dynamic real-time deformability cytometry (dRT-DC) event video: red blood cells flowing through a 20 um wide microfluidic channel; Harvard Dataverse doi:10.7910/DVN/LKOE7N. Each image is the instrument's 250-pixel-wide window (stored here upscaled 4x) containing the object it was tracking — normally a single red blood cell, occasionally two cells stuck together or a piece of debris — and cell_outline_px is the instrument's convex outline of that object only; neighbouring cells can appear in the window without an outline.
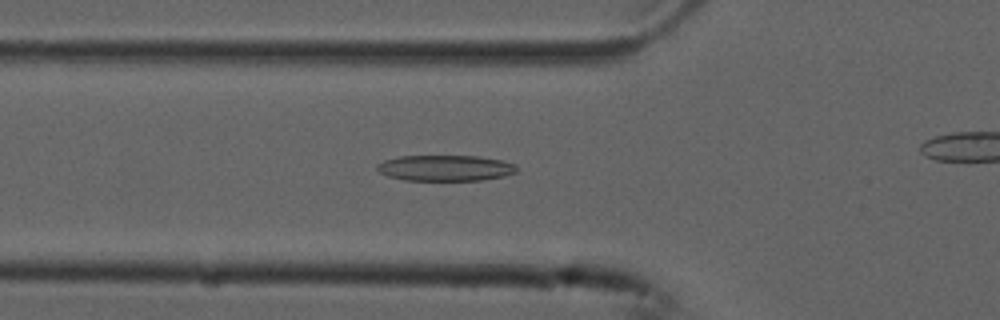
{"species": "common noctule bat (a hibernating species)", "species_latin": "Nyctalus noctula", "temperature_condition": "cold", "stored_images_in_passage": 44, "camera_frame_rate_fps": 3000, "um_per_image_px": 0.085, "animal": {"sex": "male", "forearm_length_mm": 52.5}, "frame": {"image": 1, "passage_image": 19, "time_ms": 6.0, "image_size_px": [1000, 320], "cell_outline_px": [[516, 172], [504, 176], [484, 180], [404, 180], [388, 176], [380, 172], [376, 168], [376, 164], [384, 160], [400, 156], [480, 156], [500, 160], [516, 164]], "centroid_in_image_um": [37.84, 14.28], "position_along_channel_um": 88.0, "area_um2": 21.04}}
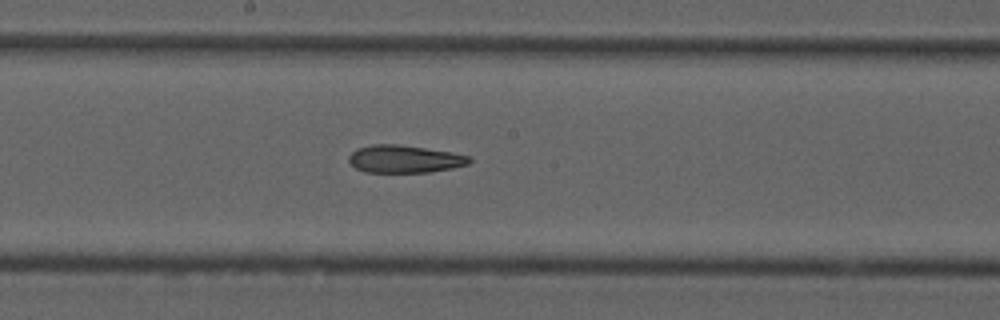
{"frame": {"image": 2, "passage_image": 29, "time_ms": 9.333, "image_size_px": [1000, 320], "cell_outline_px": [[472, 160], [468, 164], [452, 168], [428, 172], [364, 172], [356, 168], [348, 160], [348, 156], [356, 148], [372, 144], [400, 144], [452, 152], [468, 156]], "centroid_in_image_um": [34.36, 13.5], "position_along_channel_um": 213.8, "area_um2": 19.42}}
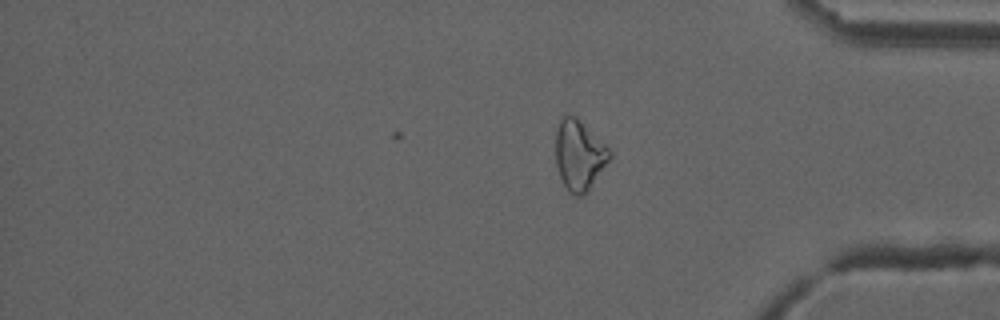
{"frame": {"image": 3, "passage_image": 44, "time_ms": 14.333, "image_size_px": [1000, 320], "cell_outline_px": [[612, 156], [588, 188], [580, 196], [576, 196], [568, 192], [560, 176], [556, 164], [556, 132], [560, 120], [564, 116], [576, 116], [612, 152]], "centroid_in_image_um": [49.21, 13.17], "position_along_channel_um": 386.0, "area_um2": 21.39}, "authors_computed_cell_mechanics": {"area_um2": 20.808, "velocity_mm_per_s": 3.7634, "shape_relaxation_time_tau1_ms": null, "shape_relaxation_time_tau2_ms": 8.8574, "deformation_change_tau1": null, "deformation_change_tau2": 0.2294}}